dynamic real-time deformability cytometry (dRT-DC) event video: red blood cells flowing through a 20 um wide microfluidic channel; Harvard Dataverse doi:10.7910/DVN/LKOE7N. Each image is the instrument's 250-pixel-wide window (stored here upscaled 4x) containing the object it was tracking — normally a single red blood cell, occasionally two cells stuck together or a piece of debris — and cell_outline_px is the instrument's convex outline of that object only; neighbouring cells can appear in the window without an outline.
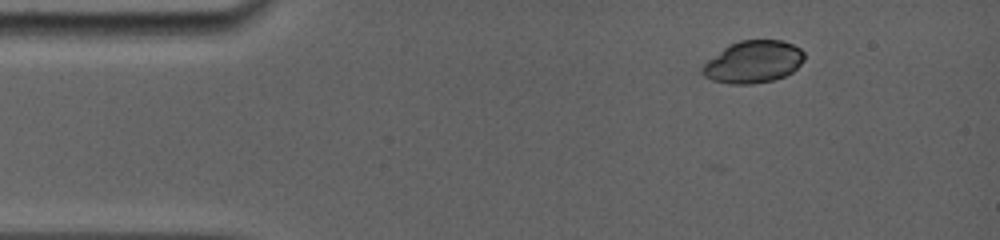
{"species": "common noctule bat (a hibernating species)", "species_latin": "Nyctalus noctula", "temperature_condition": "room temperature", "stored_images_in_passage": 2, "camera_frame_rate_fps": 5000, "um_per_image_px": 0.085, "animal": {"sex": "female", "body_mass_g": 19.0, "forearm_length_mm": 56.7}, "frame": {"image": 1, "passage_image": 2, "time_ms": 0.2, "image_size_px": [1000, 240], "cell_outline_px": [[804, 60], [792, 72], [784, 76], [772, 80], [752, 84], [732, 84], [712, 80], [704, 76], [700, 72], [700, 68], [708, 60], [728, 44], [740, 40], [780, 40], [792, 44], [800, 48], [804, 52]], "centroid_in_image_um": [64.0, 5.26], "position_along_channel_um": 21.0, "area_um2": 25.09}}